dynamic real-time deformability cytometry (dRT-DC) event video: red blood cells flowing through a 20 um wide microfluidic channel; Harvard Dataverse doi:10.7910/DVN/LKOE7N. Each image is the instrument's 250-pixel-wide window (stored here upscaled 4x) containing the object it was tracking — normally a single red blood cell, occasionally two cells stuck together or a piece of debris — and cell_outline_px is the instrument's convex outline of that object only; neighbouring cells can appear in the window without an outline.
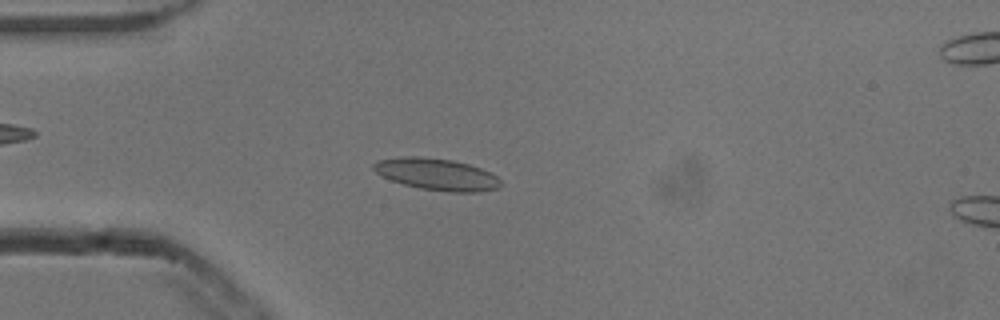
{"species": "common noctule bat (a hibernating species)", "species_latin": "Nyctalus noctula", "temperature_condition": "cold", "stored_images_in_passage": 16, "camera_frame_rate_fps": 3000, "um_per_image_px": 0.085, "animal": {"sex": "male", "body_mass_g": 13.3}, "frame": {"image": 1, "passage_image": 3, "time_ms": 0.667, "image_size_px": [1000, 320], "cell_outline_px": [[504, 184], [496, 188], [480, 192], [448, 192], [420, 188], [404, 184], [392, 180], [376, 172], [372, 168], [372, 164], [376, 160], [400, 156], [420, 156], [452, 160], [468, 164], [480, 168], [496, 176]], "centroid_in_image_um": [37.11, 14.8], "position_along_channel_um": 47.9, "area_um2": 23.52}}
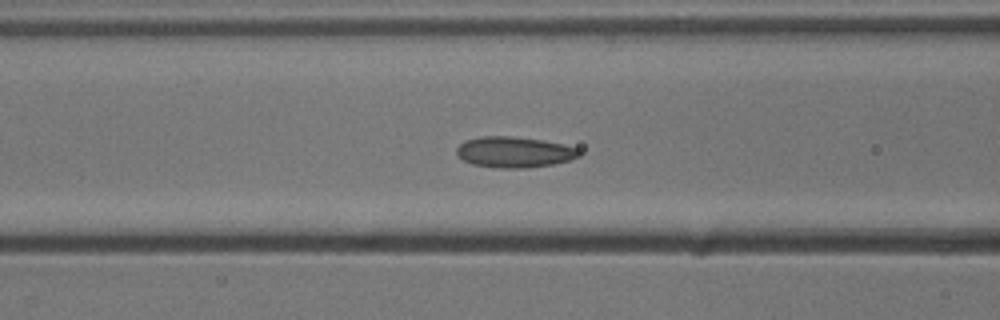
{"frame": {"image": 2, "passage_image": 10, "time_ms": 3.0, "image_size_px": [1000, 320], "cell_outline_px": [[580, 156], [572, 160], [552, 164], [528, 168], [496, 168], [472, 164], [464, 160], [456, 152], [456, 148], [464, 140], [480, 136], [512, 136], [540, 140], [564, 144], [580, 148]], "centroid_in_image_um": [43.73, 12.93], "position_along_channel_um": 122.9, "area_um2": 22.2}}
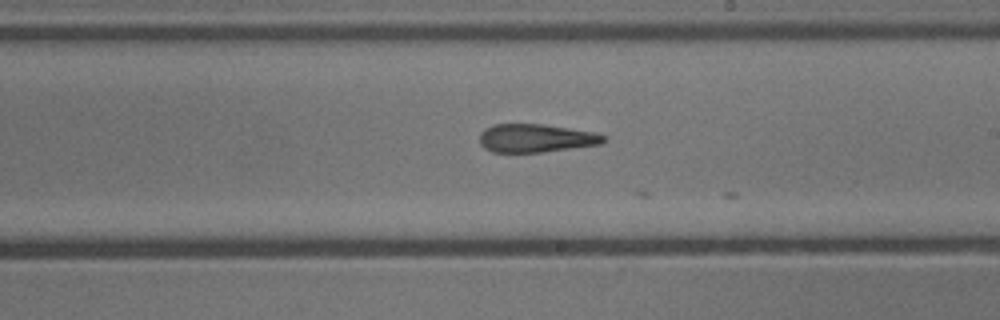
{"frame": {"image": 3, "passage_image": 15, "time_ms": 4.667, "image_size_px": [1000, 320], "cell_outline_px": [[608, 140], [600, 144], [544, 152], [492, 152], [484, 148], [480, 144], [480, 132], [484, 128], [496, 124], [544, 124], [592, 132], [608, 136]], "centroid_in_image_um": [45.55, 11.74], "position_along_channel_um": 243.5, "area_um2": 20.52}}